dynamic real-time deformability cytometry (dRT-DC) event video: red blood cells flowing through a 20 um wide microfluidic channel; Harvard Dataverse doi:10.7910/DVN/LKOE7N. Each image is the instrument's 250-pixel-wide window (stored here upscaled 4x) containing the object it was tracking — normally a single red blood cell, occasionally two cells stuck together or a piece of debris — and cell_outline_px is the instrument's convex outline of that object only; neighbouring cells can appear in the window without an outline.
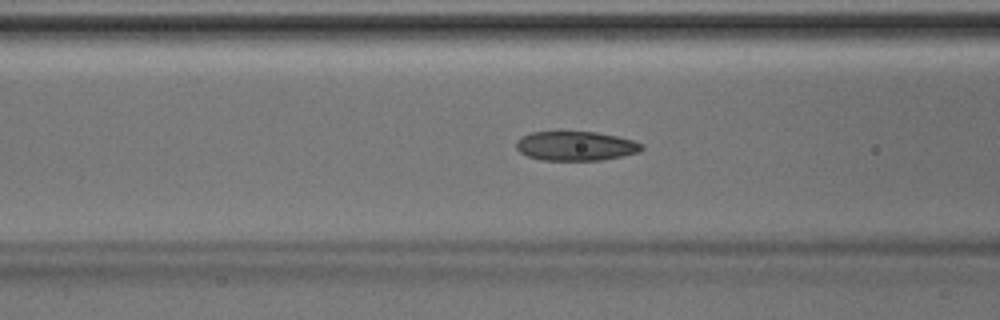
{"species": "Egyptian fruit bat (a non-hibernating species)", "species_latin": "Rousettus aegyptiacus", "temperature_condition": "room temperature", "stored_images_in_passage": 47, "camera_frame_rate_fps": 3000, "um_per_image_px": 0.085, "animal": {"sex": "male"}, "frame": {"image": 1, "passage_image": 19, "time_ms": 6.0, "image_size_px": [1000, 320], "cell_outline_px": [[644, 148], [640, 152], [600, 160], [544, 160], [528, 156], [520, 152], [516, 148], [516, 140], [532, 132], [596, 132], [616, 136], [632, 140], [644, 144]], "centroid_in_image_um": [48.95, 12.41], "position_along_channel_um": 117.6, "area_um2": 21.27}}
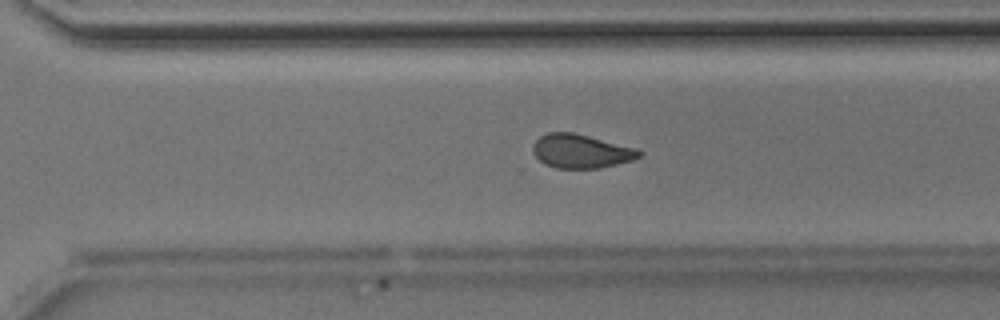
{"frame": {"image": 2, "passage_image": 33, "time_ms": 10.667, "image_size_px": [1000, 320], "cell_outline_px": [[644, 152], [640, 156], [632, 160], [600, 168], [556, 168], [544, 164], [532, 152], [532, 144], [540, 136], [548, 132], [572, 132], [636, 148]], "centroid_in_image_um": [49.36, 12.85], "position_along_channel_um": 321.2, "area_um2": 20.87}}
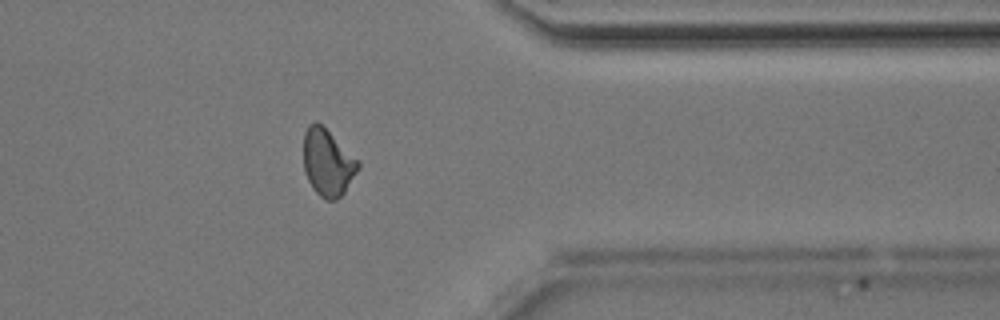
{"frame": {"image": 3, "passage_image": 38, "time_ms": 12.333, "image_size_px": [1000, 320], "cell_outline_px": [[360, 168], [344, 192], [336, 200], [328, 200], [320, 196], [312, 188], [304, 172], [304, 132], [308, 124], [316, 120], [360, 160]], "centroid_in_image_um": [27.86, 13.81], "position_along_channel_um": 383.5, "area_um2": 21.39}}